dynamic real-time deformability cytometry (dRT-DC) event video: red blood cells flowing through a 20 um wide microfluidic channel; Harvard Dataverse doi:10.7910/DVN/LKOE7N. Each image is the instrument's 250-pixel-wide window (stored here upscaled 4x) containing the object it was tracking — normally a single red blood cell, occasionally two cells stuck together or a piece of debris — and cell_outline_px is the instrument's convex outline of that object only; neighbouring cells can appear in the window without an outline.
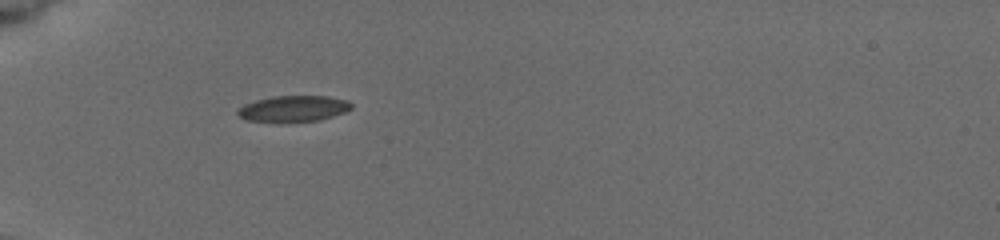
{"species": "common noctule bat (a hibernating species)", "species_latin": "Nyctalus noctula", "temperature_condition": "cold", "stored_images_in_passage": 7, "camera_frame_rate_fps": 3000, "um_per_image_px": 0.085, "animal": {"sex": "female", "body_mass_g": 19.5, "forearm_length_mm": 54.1}, "frame": {"image": 1, "passage_image": 1, "time_ms": 0.0, "image_size_px": [1000, 240], "cell_outline_px": [[352, 108], [344, 112], [320, 120], [248, 120], [240, 116], [236, 112], [244, 104], [256, 100], [272, 96], [328, 96], [348, 100], [352, 104]], "centroid_in_image_um": [24.99, 9.19], "position_along_channel_um": 60.0, "area_um2": 16.65}}
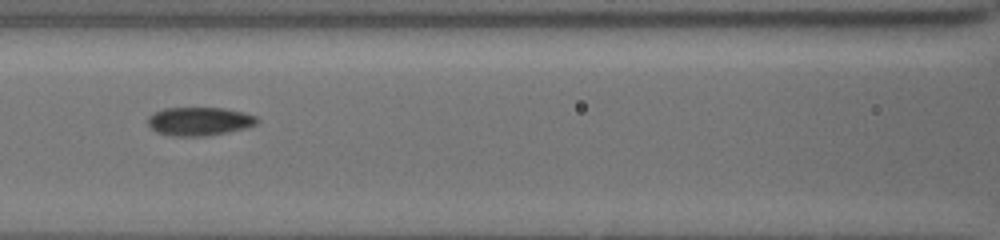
{"frame": {"image": 2, "passage_image": 4, "time_ms": 2.667, "image_size_px": [1000, 240], "cell_outline_px": [[260, 120], [256, 124], [244, 128], [228, 132], [204, 136], [176, 136], [156, 132], [148, 124], [148, 116], [164, 108], [224, 108], [244, 112], [256, 116]], "centroid_in_image_um": [16.96, 10.31], "position_along_channel_um": 149.6, "area_um2": 18.03}}
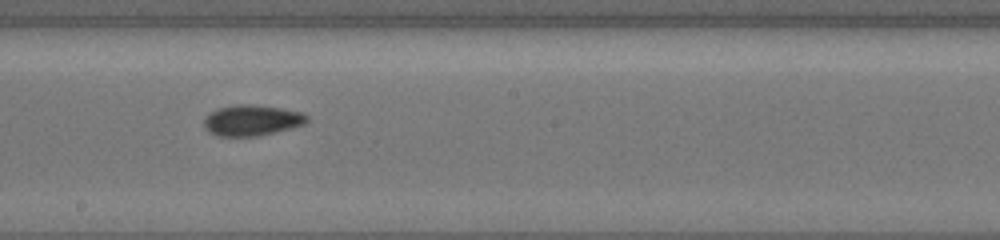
{"frame": {"image": 3, "passage_image": 6, "time_ms": 4.667, "image_size_px": [1000, 240], "cell_outline_px": [[308, 120], [304, 124], [256, 136], [220, 136], [208, 132], [204, 128], [204, 120], [208, 112], [216, 108], [236, 104], [252, 104], [280, 108], [300, 112], [308, 116]], "centroid_in_image_um": [21.33, 10.21], "position_along_channel_um": 226.9, "area_um2": 18.38}}